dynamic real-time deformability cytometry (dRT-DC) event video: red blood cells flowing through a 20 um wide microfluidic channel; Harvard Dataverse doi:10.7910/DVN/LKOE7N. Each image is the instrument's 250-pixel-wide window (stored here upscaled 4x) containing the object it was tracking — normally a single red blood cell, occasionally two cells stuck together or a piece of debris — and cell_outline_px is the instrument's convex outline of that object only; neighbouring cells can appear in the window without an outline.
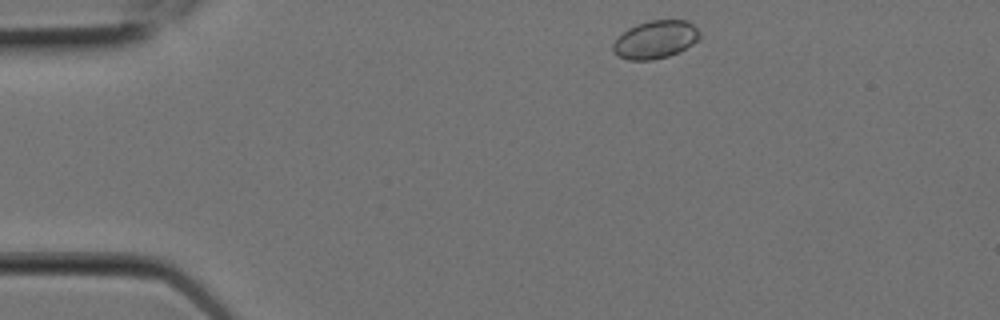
{"species": "Egyptian fruit bat (a non-hibernating species)", "species_latin": "Rousettus aegyptiacus", "temperature_condition": "room temperature", "stored_images_in_passage": 4, "camera_frame_rate_fps": 3000, "um_per_image_px": 0.085, "animal": {"sex": "female"}, "frame": {"image": 1, "passage_image": 1, "time_ms": 0.0, "image_size_px": [1000, 320], "cell_outline_px": [[700, 40], [680, 52], [668, 56], [652, 60], [628, 60], [612, 52], [612, 44], [628, 28], [636, 24], [648, 20], [684, 20], [692, 24], [700, 32]], "centroid_in_image_um": [55.73, 3.37], "position_along_channel_um": 29.3, "area_um2": 19.25}}